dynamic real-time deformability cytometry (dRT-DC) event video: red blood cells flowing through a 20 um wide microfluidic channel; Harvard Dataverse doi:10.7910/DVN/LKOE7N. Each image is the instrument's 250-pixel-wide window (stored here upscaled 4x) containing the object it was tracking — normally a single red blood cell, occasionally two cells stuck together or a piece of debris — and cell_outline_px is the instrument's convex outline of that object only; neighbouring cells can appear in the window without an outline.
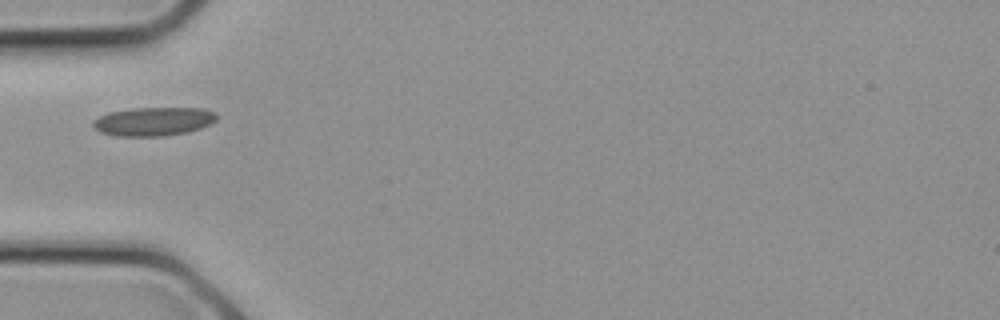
{"species": "common noctule bat (a hibernating species)", "species_latin": "Nyctalus noctula", "temperature_condition": "cold", "stored_images_in_passage": 2, "camera_frame_rate_fps": 3000, "um_per_image_px": 0.085, "animal": {"sex": "female", "body_mass_g": 21.9}, "frame": {"image": 1, "passage_image": 1, "time_ms": 0.0, "image_size_px": [1000, 320], "cell_outline_px": [[216, 120], [212, 124], [188, 132], [164, 136], [116, 136], [100, 132], [92, 124], [100, 116], [108, 112], [132, 108], [204, 108], [216, 112]], "centroid_in_image_um": [13.09, 10.32], "position_along_channel_um": 71.9, "area_um2": 20.69}}